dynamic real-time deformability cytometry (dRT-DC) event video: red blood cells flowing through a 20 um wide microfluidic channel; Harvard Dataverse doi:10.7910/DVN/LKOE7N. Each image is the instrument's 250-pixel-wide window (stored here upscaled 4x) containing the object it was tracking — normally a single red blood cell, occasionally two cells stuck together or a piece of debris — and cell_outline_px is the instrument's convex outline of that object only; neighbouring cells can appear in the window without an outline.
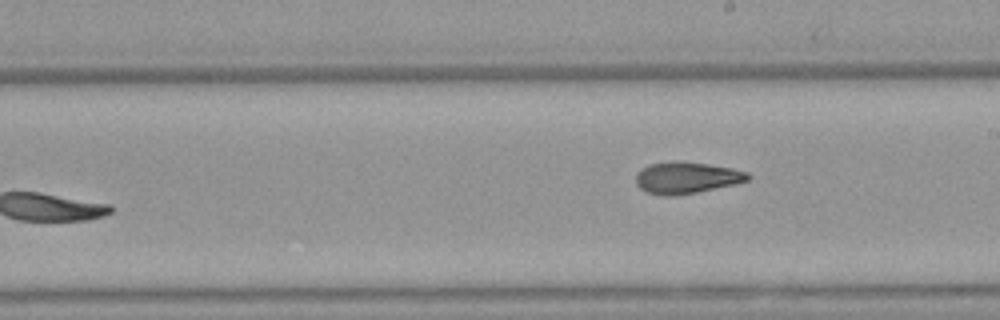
{"species": "Egyptian fruit bat (a non-hibernating species)", "species_latin": "Rousettus aegyptiacus", "temperature_condition": "warm", "stored_images_in_passage": 9, "camera_frame_rate_fps": 3000, "um_per_image_px": 0.085, "animal": {"sex": "female"}, "frame": {"image": 1, "passage_image": 9, "time_ms": 2.667, "image_size_px": [1000, 320], "cell_outline_px": [[752, 176], [748, 180], [736, 184], [696, 192], [672, 196], [664, 196], [648, 192], [640, 188], [636, 184], [636, 172], [640, 168], [648, 164], [672, 160], [680, 160], [708, 164], [732, 168], [748, 172]], "centroid_in_image_um": [58.34, 15.08], "position_along_channel_um": 230.7, "area_um2": 20.92}}